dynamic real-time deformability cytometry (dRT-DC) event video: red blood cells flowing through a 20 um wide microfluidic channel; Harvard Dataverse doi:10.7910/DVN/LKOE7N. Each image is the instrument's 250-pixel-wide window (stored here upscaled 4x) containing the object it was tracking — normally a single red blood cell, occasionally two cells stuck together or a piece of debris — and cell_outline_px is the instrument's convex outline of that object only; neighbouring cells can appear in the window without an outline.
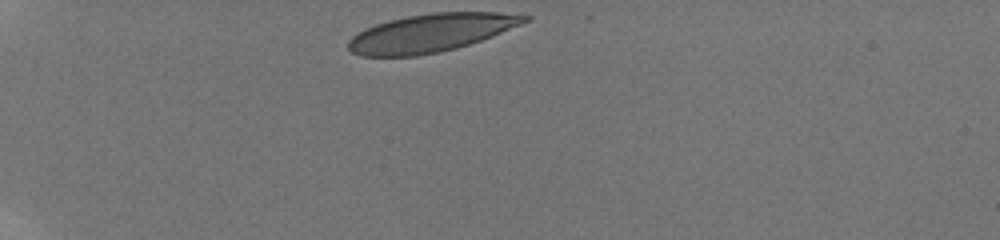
{"species": "human", "species_latin": "Homo sapiens", "temperature_condition": "room temperature", "stored_images_in_passage": 6, "camera_frame_rate_fps": 3000, "um_per_image_px": 0.085, "donor": {"sex": "male"}, "frame": {"image": 1, "passage_image": 1, "time_ms": 0.0, "image_size_px": [1000, 240], "cell_outline_px": [[532, 20], [492, 36], [456, 48], [416, 56], [360, 56], [352, 52], [348, 48], [348, 40], [352, 36], [364, 28], [388, 20], [408, 16], [432, 12], [524, 12], [532, 16]], "centroid_in_image_um": [36.7, 2.77], "position_along_channel_um": 48.3, "area_um2": 39.42}}